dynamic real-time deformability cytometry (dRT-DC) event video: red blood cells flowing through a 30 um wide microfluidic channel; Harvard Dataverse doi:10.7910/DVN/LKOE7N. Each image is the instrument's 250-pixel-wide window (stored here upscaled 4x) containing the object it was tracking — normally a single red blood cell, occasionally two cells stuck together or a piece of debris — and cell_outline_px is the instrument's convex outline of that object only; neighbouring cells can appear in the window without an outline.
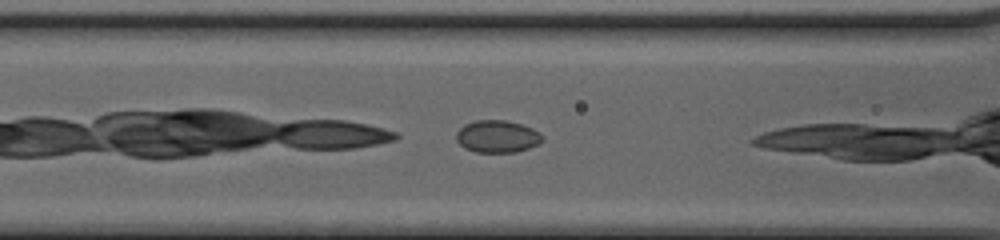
{"species": "common noctule bat (a hibernating species)", "species_latin": "Nyctalus noctula", "temperature_condition": "cold", "stored_images_in_passage": 25, "camera_frame_rate_fps": 3000, "um_per_image_px": 0.085, "animal": {"sex": "female", "body_mass_g": 20.0, "forearm_length_mm": 54.0}, "frame": {"image": 1, "passage_image": 5, "time_ms": 1.333, "image_size_px": [1000, 240], "cell_outline_px": [[544, 140], [540, 144], [516, 152], [476, 152], [464, 148], [456, 140], [456, 132], [464, 124], [476, 120], [504, 120], [520, 124], [532, 128], [540, 132], [544, 136]], "centroid_in_image_um": [42.29, 11.6], "position_along_channel_um": 124.3, "area_um2": 16.36}}
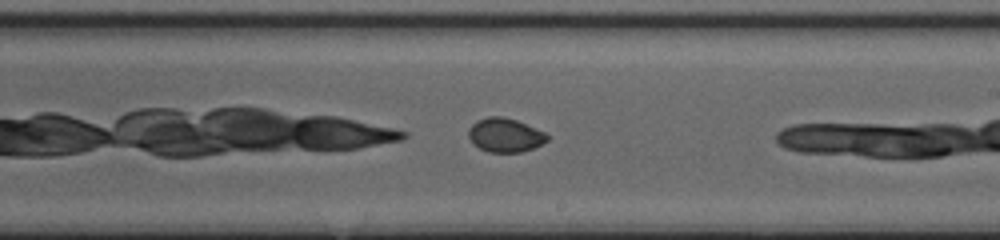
{"frame": {"image": 2, "passage_image": 14, "time_ms": 4.333, "image_size_px": [1000, 240], "cell_outline_px": [[548, 140], [532, 148], [520, 152], [488, 152], [480, 148], [468, 136], [468, 128], [476, 120], [488, 116], [500, 116], [516, 120], [544, 132], [548, 136]], "centroid_in_image_um": [42.9, 11.47], "position_along_channel_um": 246.1, "area_um2": 15.32}}
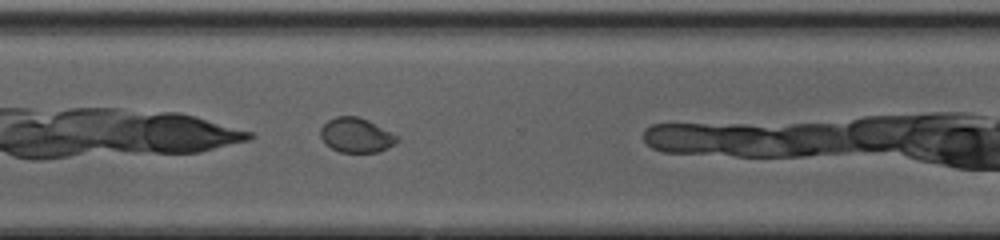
{"frame": {"image": 3, "passage_image": 21, "time_ms": 6.667, "image_size_px": [1000, 240], "cell_outline_px": [[400, 140], [396, 144], [380, 152], [340, 152], [332, 148], [320, 136], [320, 128], [328, 120], [336, 116], [356, 116], [368, 120], [396, 136]], "centroid_in_image_um": [30.28, 11.5], "position_along_channel_um": 340.3, "area_um2": 15.26}, "authors_computed_cell_mechanics": {"area_um2": 15.606, "velocity_mm_per_s": 4.059, "shape_relaxation_time_tau1_ms": 5.6854, "shape_relaxation_time_tau2_ms": null, "deformation_change_tau1": 0.0811, "deformation_change_tau2": null}}